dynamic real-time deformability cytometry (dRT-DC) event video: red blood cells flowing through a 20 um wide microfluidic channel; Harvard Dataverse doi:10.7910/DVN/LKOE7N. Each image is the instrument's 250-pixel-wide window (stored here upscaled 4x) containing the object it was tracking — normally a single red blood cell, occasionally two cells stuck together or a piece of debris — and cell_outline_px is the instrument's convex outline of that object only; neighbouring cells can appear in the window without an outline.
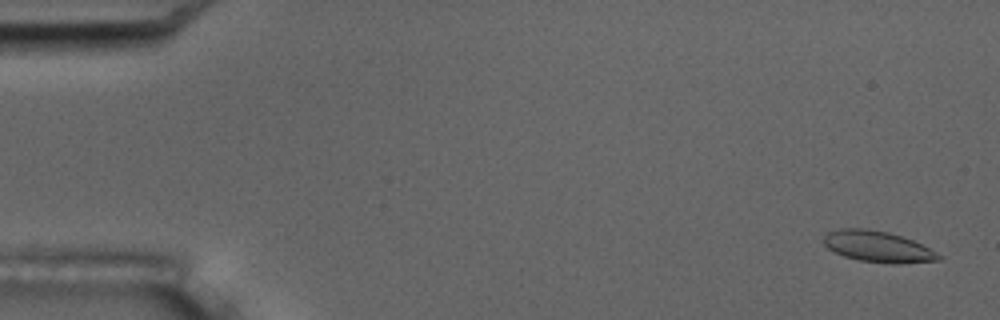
{"species": "common noctule bat (a hibernating species)", "species_latin": "Nyctalus noctula", "temperature_condition": "room temperature", "stored_images_in_passage": 14, "camera_frame_rate_fps": 3000, "um_per_image_px": 0.085, "animal": {"sex": "male", "body_mass_g": 17.5, "forearm_length_mm": 52.3}, "frame": {"image": 1, "passage_image": 1, "time_ms": 0.0, "image_size_px": [1000, 320], "cell_outline_px": [[944, 256], [940, 260], [896, 264], [892, 264], [860, 260], [844, 256], [828, 248], [824, 244], [824, 236], [828, 232], [840, 228], [868, 228], [888, 232], [912, 240]], "centroid_in_image_um": [74.62, 20.96], "position_along_channel_um": 10.4, "area_um2": 20.69}, "authors_computed_cell_mechanics": {"area_um2": 20.4323, "velocity_mm_per_s": 3.5327, "shape_relaxation_time_tau1_ms": 2.8772, "shape_relaxation_time_tau2_ms": 1.6313, "deformation_change_tau1": 0.1237, "deformation_change_tau2": 0.0901}}